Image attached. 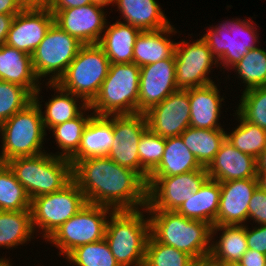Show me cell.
I'll list each match as a JSON object with an SVG mask.
<instances>
[{
	"label": "cell",
	"instance_id": "obj_1",
	"mask_svg": "<svg viewBox=\"0 0 266 266\" xmlns=\"http://www.w3.org/2000/svg\"><path fill=\"white\" fill-rule=\"evenodd\" d=\"M73 180L87 203L114 211L138 210L147 205V182L107 156L78 160L73 165Z\"/></svg>",
	"mask_w": 266,
	"mask_h": 266
},
{
	"label": "cell",
	"instance_id": "obj_2",
	"mask_svg": "<svg viewBox=\"0 0 266 266\" xmlns=\"http://www.w3.org/2000/svg\"><path fill=\"white\" fill-rule=\"evenodd\" d=\"M150 235L158 242L181 250L196 261L208 259L212 226L191 220L176 211H147Z\"/></svg>",
	"mask_w": 266,
	"mask_h": 266
},
{
	"label": "cell",
	"instance_id": "obj_3",
	"mask_svg": "<svg viewBox=\"0 0 266 266\" xmlns=\"http://www.w3.org/2000/svg\"><path fill=\"white\" fill-rule=\"evenodd\" d=\"M41 88L40 86L34 93L31 103L0 124V136L2 137L0 163H6L17 157L45 153L42 148L47 132L43 126L41 114L43 107L40 103L42 101H39Z\"/></svg>",
	"mask_w": 266,
	"mask_h": 266
},
{
	"label": "cell",
	"instance_id": "obj_4",
	"mask_svg": "<svg viewBox=\"0 0 266 266\" xmlns=\"http://www.w3.org/2000/svg\"><path fill=\"white\" fill-rule=\"evenodd\" d=\"M143 212L113 211L107 221L104 239L120 266H144L150 222Z\"/></svg>",
	"mask_w": 266,
	"mask_h": 266
},
{
	"label": "cell",
	"instance_id": "obj_5",
	"mask_svg": "<svg viewBox=\"0 0 266 266\" xmlns=\"http://www.w3.org/2000/svg\"><path fill=\"white\" fill-rule=\"evenodd\" d=\"M30 199L63 189L73 180V165L52 152L17 157L6 162Z\"/></svg>",
	"mask_w": 266,
	"mask_h": 266
},
{
	"label": "cell",
	"instance_id": "obj_6",
	"mask_svg": "<svg viewBox=\"0 0 266 266\" xmlns=\"http://www.w3.org/2000/svg\"><path fill=\"white\" fill-rule=\"evenodd\" d=\"M140 67L132 63H111L100 91L89 104L94 115L138 113Z\"/></svg>",
	"mask_w": 266,
	"mask_h": 266
},
{
	"label": "cell",
	"instance_id": "obj_7",
	"mask_svg": "<svg viewBox=\"0 0 266 266\" xmlns=\"http://www.w3.org/2000/svg\"><path fill=\"white\" fill-rule=\"evenodd\" d=\"M110 64L98 44L82 45L56 84L90 104L98 95L102 82L108 75Z\"/></svg>",
	"mask_w": 266,
	"mask_h": 266
},
{
	"label": "cell",
	"instance_id": "obj_8",
	"mask_svg": "<svg viewBox=\"0 0 266 266\" xmlns=\"http://www.w3.org/2000/svg\"><path fill=\"white\" fill-rule=\"evenodd\" d=\"M87 200L78 184L72 180L63 189L42 194L31 199V218L34 232L38 228L41 237L48 239L58 228L77 214Z\"/></svg>",
	"mask_w": 266,
	"mask_h": 266
},
{
	"label": "cell",
	"instance_id": "obj_9",
	"mask_svg": "<svg viewBox=\"0 0 266 266\" xmlns=\"http://www.w3.org/2000/svg\"><path fill=\"white\" fill-rule=\"evenodd\" d=\"M256 26L250 18L244 20L232 18L230 21H225L213 26L206 31L203 39L208 44L212 55L217 59L218 66H223V69H229L236 65L242 57L245 56L251 49L257 48L256 42L259 41ZM244 36V37H243ZM242 37V38H241Z\"/></svg>",
	"mask_w": 266,
	"mask_h": 266
},
{
	"label": "cell",
	"instance_id": "obj_10",
	"mask_svg": "<svg viewBox=\"0 0 266 266\" xmlns=\"http://www.w3.org/2000/svg\"><path fill=\"white\" fill-rule=\"evenodd\" d=\"M113 211L106 206L87 203L46 241L60 250L59 255L63 254L66 257L73 249L81 245L104 239L106 224Z\"/></svg>",
	"mask_w": 266,
	"mask_h": 266
},
{
	"label": "cell",
	"instance_id": "obj_11",
	"mask_svg": "<svg viewBox=\"0 0 266 266\" xmlns=\"http://www.w3.org/2000/svg\"><path fill=\"white\" fill-rule=\"evenodd\" d=\"M83 44L53 23L32 54V65L38 79L56 83L75 59ZM51 74V75H50Z\"/></svg>",
	"mask_w": 266,
	"mask_h": 266
},
{
	"label": "cell",
	"instance_id": "obj_12",
	"mask_svg": "<svg viewBox=\"0 0 266 266\" xmlns=\"http://www.w3.org/2000/svg\"><path fill=\"white\" fill-rule=\"evenodd\" d=\"M208 178L206 168L175 176L148 177L146 210L176 211Z\"/></svg>",
	"mask_w": 266,
	"mask_h": 266
},
{
	"label": "cell",
	"instance_id": "obj_13",
	"mask_svg": "<svg viewBox=\"0 0 266 266\" xmlns=\"http://www.w3.org/2000/svg\"><path fill=\"white\" fill-rule=\"evenodd\" d=\"M177 42L175 48L176 86L178 90H188L214 83L211 70L218 67L217 59L212 55L208 44L202 38L193 41Z\"/></svg>",
	"mask_w": 266,
	"mask_h": 266
},
{
	"label": "cell",
	"instance_id": "obj_14",
	"mask_svg": "<svg viewBox=\"0 0 266 266\" xmlns=\"http://www.w3.org/2000/svg\"><path fill=\"white\" fill-rule=\"evenodd\" d=\"M148 129L145 113L113 115V143L107 154L120 166L136 171L146 182L149 174L141 167L138 142Z\"/></svg>",
	"mask_w": 266,
	"mask_h": 266
},
{
	"label": "cell",
	"instance_id": "obj_15",
	"mask_svg": "<svg viewBox=\"0 0 266 266\" xmlns=\"http://www.w3.org/2000/svg\"><path fill=\"white\" fill-rule=\"evenodd\" d=\"M189 89L177 90L145 113L148 129L163 138L180 136L190 127Z\"/></svg>",
	"mask_w": 266,
	"mask_h": 266
},
{
	"label": "cell",
	"instance_id": "obj_16",
	"mask_svg": "<svg viewBox=\"0 0 266 266\" xmlns=\"http://www.w3.org/2000/svg\"><path fill=\"white\" fill-rule=\"evenodd\" d=\"M50 11L54 23L83 45L98 44L107 25L106 12L94 3Z\"/></svg>",
	"mask_w": 266,
	"mask_h": 266
},
{
	"label": "cell",
	"instance_id": "obj_17",
	"mask_svg": "<svg viewBox=\"0 0 266 266\" xmlns=\"http://www.w3.org/2000/svg\"><path fill=\"white\" fill-rule=\"evenodd\" d=\"M177 90L174 58L140 67L138 113H146Z\"/></svg>",
	"mask_w": 266,
	"mask_h": 266
},
{
	"label": "cell",
	"instance_id": "obj_18",
	"mask_svg": "<svg viewBox=\"0 0 266 266\" xmlns=\"http://www.w3.org/2000/svg\"><path fill=\"white\" fill-rule=\"evenodd\" d=\"M53 23L49 9L24 8L15 15L5 44L32 56Z\"/></svg>",
	"mask_w": 266,
	"mask_h": 266
},
{
	"label": "cell",
	"instance_id": "obj_19",
	"mask_svg": "<svg viewBox=\"0 0 266 266\" xmlns=\"http://www.w3.org/2000/svg\"><path fill=\"white\" fill-rule=\"evenodd\" d=\"M257 187L256 178L220 182V202L214 226L246 225L249 203Z\"/></svg>",
	"mask_w": 266,
	"mask_h": 266
},
{
	"label": "cell",
	"instance_id": "obj_20",
	"mask_svg": "<svg viewBox=\"0 0 266 266\" xmlns=\"http://www.w3.org/2000/svg\"><path fill=\"white\" fill-rule=\"evenodd\" d=\"M206 171L210 179L219 182L256 178V158L242 153L225 138Z\"/></svg>",
	"mask_w": 266,
	"mask_h": 266
},
{
	"label": "cell",
	"instance_id": "obj_21",
	"mask_svg": "<svg viewBox=\"0 0 266 266\" xmlns=\"http://www.w3.org/2000/svg\"><path fill=\"white\" fill-rule=\"evenodd\" d=\"M215 83L189 89L190 127L198 129H223L218 123L222 102Z\"/></svg>",
	"mask_w": 266,
	"mask_h": 266
},
{
	"label": "cell",
	"instance_id": "obj_22",
	"mask_svg": "<svg viewBox=\"0 0 266 266\" xmlns=\"http://www.w3.org/2000/svg\"><path fill=\"white\" fill-rule=\"evenodd\" d=\"M175 29L171 24L164 29L141 31L134 44L133 62L142 67L163 59L174 58L177 43L168 37L177 33Z\"/></svg>",
	"mask_w": 266,
	"mask_h": 266
},
{
	"label": "cell",
	"instance_id": "obj_23",
	"mask_svg": "<svg viewBox=\"0 0 266 266\" xmlns=\"http://www.w3.org/2000/svg\"><path fill=\"white\" fill-rule=\"evenodd\" d=\"M113 140V115H93L83 130L78 151L69 160L74 165L85 158L107 156Z\"/></svg>",
	"mask_w": 266,
	"mask_h": 266
},
{
	"label": "cell",
	"instance_id": "obj_24",
	"mask_svg": "<svg viewBox=\"0 0 266 266\" xmlns=\"http://www.w3.org/2000/svg\"><path fill=\"white\" fill-rule=\"evenodd\" d=\"M222 231L216 241L214 234ZM245 225H217L211 228L208 260L220 266L239 262L248 249Z\"/></svg>",
	"mask_w": 266,
	"mask_h": 266
},
{
	"label": "cell",
	"instance_id": "obj_25",
	"mask_svg": "<svg viewBox=\"0 0 266 266\" xmlns=\"http://www.w3.org/2000/svg\"><path fill=\"white\" fill-rule=\"evenodd\" d=\"M0 78L26 88L32 95L42 84L34 72L32 56L7 44L0 47Z\"/></svg>",
	"mask_w": 266,
	"mask_h": 266
},
{
	"label": "cell",
	"instance_id": "obj_26",
	"mask_svg": "<svg viewBox=\"0 0 266 266\" xmlns=\"http://www.w3.org/2000/svg\"><path fill=\"white\" fill-rule=\"evenodd\" d=\"M123 23L141 31H153L169 27L170 21L156 0H115Z\"/></svg>",
	"mask_w": 266,
	"mask_h": 266
},
{
	"label": "cell",
	"instance_id": "obj_27",
	"mask_svg": "<svg viewBox=\"0 0 266 266\" xmlns=\"http://www.w3.org/2000/svg\"><path fill=\"white\" fill-rule=\"evenodd\" d=\"M106 25L98 45L103 49L111 63H132L135 41L141 30L116 20Z\"/></svg>",
	"mask_w": 266,
	"mask_h": 266
},
{
	"label": "cell",
	"instance_id": "obj_28",
	"mask_svg": "<svg viewBox=\"0 0 266 266\" xmlns=\"http://www.w3.org/2000/svg\"><path fill=\"white\" fill-rule=\"evenodd\" d=\"M220 182L208 178L199 191L191 194L176 212L191 220H199L214 226L220 202Z\"/></svg>",
	"mask_w": 266,
	"mask_h": 266
},
{
	"label": "cell",
	"instance_id": "obj_29",
	"mask_svg": "<svg viewBox=\"0 0 266 266\" xmlns=\"http://www.w3.org/2000/svg\"><path fill=\"white\" fill-rule=\"evenodd\" d=\"M45 83L46 86L54 89V91H56L54 93L57 94H54L52 98L45 103V112L41 111L45 131L46 129L49 130L56 125L78 117L82 111L89 106L83 98L62 89L58 84L50 82ZM80 102L82 103L80 104Z\"/></svg>",
	"mask_w": 266,
	"mask_h": 266
},
{
	"label": "cell",
	"instance_id": "obj_30",
	"mask_svg": "<svg viewBox=\"0 0 266 266\" xmlns=\"http://www.w3.org/2000/svg\"><path fill=\"white\" fill-rule=\"evenodd\" d=\"M203 167L191 151L184 145L181 136L166 138L164 153L159 165L149 177L175 176Z\"/></svg>",
	"mask_w": 266,
	"mask_h": 266
},
{
	"label": "cell",
	"instance_id": "obj_31",
	"mask_svg": "<svg viewBox=\"0 0 266 266\" xmlns=\"http://www.w3.org/2000/svg\"><path fill=\"white\" fill-rule=\"evenodd\" d=\"M31 211H0V247L14 249L34 238Z\"/></svg>",
	"mask_w": 266,
	"mask_h": 266
},
{
	"label": "cell",
	"instance_id": "obj_32",
	"mask_svg": "<svg viewBox=\"0 0 266 266\" xmlns=\"http://www.w3.org/2000/svg\"><path fill=\"white\" fill-rule=\"evenodd\" d=\"M180 136L184 145L197 158L198 162L203 167H207L225 140L226 131L224 129L188 127Z\"/></svg>",
	"mask_w": 266,
	"mask_h": 266
},
{
	"label": "cell",
	"instance_id": "obj_33",
	"mask_svg": "<svg viewBox=\"0 0 266 266\" xmlns=\"http://www.w3.org/2000/svg\"><path fill=\"white\" fill-rule=\"evenodd\" d=\"M90 110L91 108L88 106L78 117L56 125L49 130L50 132L52 131L55 142L62 151L54 153L55 156L70 159L78 151L83 130L90 118L94 115L92 112L90 115L85 114L86 111Z\"/></svg>",
	"mask_w": 266,
	"mask_h": 266
},
{
	"label": "cell",
	"instance_id": "obj_34",
	"mask_svg": "<svg viewBox=\"0 0 266 266\" xmlns=\"http://www.w3.org/2000/svg\"><path fill=\"white\" fill-rule=\"evenodd\" d=\"M239 121L235 130L226 132V139L239 151L257 158L266 148V130L246 121L237 111Z\"/></svg>",
	"mask_w": 266,
	"mask_h": 266
},
{
	"label": "cell",
	"instance_id": "obj_35",
	"mask_svg": "<svg viewBox=\"0 0 266 266\" xmlns=\"http://www.w3.org/2000/svg\"><path fill=\"white\" fill-rule=\"evenodd\" d=\"M31 199L6 163H0V211L30 210Z\"/></svg>",
	"mask_w": 266,
	"mask_h": 266
},
{
	"label": "cell",
	"instance_id": "obj_36",
	"mask_svg": "<svg viewBox=\"0 0 266 266\" xmlns=\"http://www.w3.org/2000/svg\"><path fill=\"white\" fill-rule=\"evenodd\" d=\"M237 73L243 91L266 86V50L259 48L249 50L242 59L232 68Z\"/></svg>",
	"mask_w": 266,
	"mask_h": 266
},
{
	"label": "cell",
	"instance_id": "obj_37",
	"mask_svg": "<svg viewBox=\"0 0 266 266\" xmlns=\"http://www.w3.org/2000/svg\"><path fill=\"white\" fill-rule=\"evenodd\" d=\"M196 262L189 254L162 244L149 235L144 266H194Z\"/></svg>",
	"mask_w": 266,
	"mask_h": 266
},
{
	"label": "cell",
	"instance_id": "obj_38",
	"mask_svg": "<svg viewBox=\"0 0 266 266\" xmlns=\"http://www.w3.org/2000/svg\"><path fill=\"white\" fill-rule=\"evenodd\" d=\"M64 258L76 266H120L105 239L81 245Z\"/></svg>",
	"mask_w": 266,
	"mask_h": 266
},
{
	"label": "cell",
	"instance_id": "obj_39",
	"mask_svg": "<svg viewBox=\"0 0 266 266\" xmlns=\"http://www.w3.org/2000/svg\"><path fill=\"white\" fill-rule=\"evenodd\" d=\"M241 94L236 111L249 123L266 130V86L252 88Z\"/></svg>",
	"mask_w": 266,
	"mask_h": 266
},
{
	"label": "cell",
	"instance_id": "obj_40",
	"mask_svg": "<svg viewBox=\"0 0 266 266\" xmlns=\"http://www.w3.org/2000/svg\"><path fill=\"white\" fill-rule=\"evenodd\" d=\"M33 101V95L24 87L0 81V124Z\"/></svg>",
	"mask_w": 266,
	"mask_h": 266
},
{
	"label": "cell",
	"instance_id": "obj_41",
	"mask_svg": "<svg viewBox=\"0 0 266 266\" xmlns=\"http://www.w3.org/2000/svg\"><path fill=\"white\" fill-rule=\"evenodd\" d=\"M166 145V138L147 129L138 142L141 167L150 174L160 163Z\"/></svg>",
	"mask_w": 266,
	"mask_h": 266
},
{
	"label": "cell",
	"instance_id": "obj_42",
	"mask_svg": "<svg viewBox=\"0 0 266 266\" xmlns=\"http://www.w3.org/2000/svg\"><path fill=\"white\" fill-rule=\"evenodd\" d=\"M258 225H266V191L257 187L248 207V220Z\"/></svg>",
	"mask_w": 266,
	"mask_h": 266
},
{
	"label": "cell",
	"instance_id": "obj_43",
	"mask_svg": "<svg viewBox=\"0 0 266 266\" xmlns=\"http://www.w3.org/2000/svg\"><path fill=\"white\" fill-rule=\"evenodd\" d=\"M245 225V235L248 249H252L266 255V225H255L254 229Z\"/></svg>",
	"mask_w": 266,
	"mask_h": 266
},
{
	"label": "cell",
	"instance_id": "obj_44",
	"mask_svg": "<svg viewBox=\"0 0 266 266\" xmlns=\"http://www.w3.org/2000/svg\"><path fill=\"white\" fill-rule=\"evenodd\" d=\"M239 263L243 266H266V255L252 249H247Z\"/></svg>",
	"mask_w": 266,
	"mask_h": 266
},
{
	"label": "cell",
	"instance_id": "obj_45",
	"mask_svg": "<svg viewBox=\"0 0 266 266\" xmlns=\"http://www.w3.org/2000/svg\"><path fill=\"white\" fill-rule=\"evenodd\" d=\"M92 3H94V0H53L49 10H62Z\"/></svg>",
	"mask_w": 266,
	"mask_h": 266
},
{
	"label": "cell",
	"instance_id": "obj_46",
	"mask_svg": "<svg viewBox=\"0 0 266 266\" xmlns=\"http://www.w3.org/2000/svg\"><path fill=\"white\" fill-rule=\"evenodd\" d=\"M23 9L20 0H0V15H16Z\"/></svg>",
	"mask_w": 266,
	"mask_h": 266
},
{
	"label": "cell",
	"instance_id": "obj_47",
	"mask_svg": "<svg viewBox=\"0 0 266 266\" xmlns=\"http://www.w3.org/2000/svg\"><path fill=\"white\" fill-rule=\"evenodd\" d=\"M15 15L1 14L0 15V47L5 44L7 34L11 28Z\"/></svg>",
	"mask_w": 266,
	"mask_h": 266
},
{
	"label": "cell",
	"instance_id": "obj_48",
	"mask_svg": "<svg viewBox=\"0 0 266 266\" xmlns=\"http://www.w3.org/2000/svg\"><path fill=\"white\" fill-rule=\"evenodd\" d=\"M24 8L49 9L53 0H20Z\"/></svg>",
	"mask_w": 266,
	"mask_h": 266
},
{
	"label": "cell",
	"instance_id": "obj_49",
	"mask_svg": "<svg viewBox=\"0 0 266 266\" xmlns=\"http://www.w3.org/2000/svg\"><path fill=\"white\" fill-rule=\"evenodd\" d=\"M257 171H266V148L256 158Z\"/></svg>",
	"mask_w": 266,
	"mask_h": 266
},
{
	"label": "cell",
	"instance_id": "obj_50",
	"mask_svg": "<svg viewBox=\"0 0 266 266\" xmlns=\"http://www.w3.org/2000/svg\"><path fill=\"white\" fill-rule=\"evenodd\" d=\"M256 179L258 187L266 191V171H257Z\"/></svg>",
	"mask_w": 266,
	"mask_h": 266
},
{
	"label": "cell",
	"instance_id": "obj_51",
	"mask_svg": "<svg viewBox=\"0 0 266 266\" xmlns=\"http://www.w3.org/2000/svg\"><path fill=\"white\" fill-rule=\"evenodd\" d=\"M115 0H94V4L97 7H100L102 9H104V7H107L109 5H113L114 6Z\"/></svg>",
	"mask_w": 266,
	"mask_h": 266
},
{
	"label": "cell",
	"instance_id": "obj_52",
	"mask_svg": "<svg viewBox=\"0 0 266 266\" xmlns=\"http://www.w3.org/2000/svg\"><path fill=\"white\" fill-rule=\"evenodd\" d=\"M194 266H220L218 264H215L211 261H209L208 259L207 260H204V261H197Z\"/></svg>",
	"mask_w": 266,
	"mask_h": 266
},
{
	"label": "cell",
	"instance_id": "obj_53",
	"mask_svg": "<svg viewBox=\"0 0 266 266\" xmlns=\"http://www.w3.org/2000/svg\"><path fill=\"white\" fill-rule=\"evenodd\" d=\"M0 266H12L10 260H8L7 258H0Z\"/></svg>",
	"mask_w": 266,
	"mask_h": 266
},
{
	"label": "cell",
	"instance_id": "obj_54",
	"mask_svg": "<svg viewBox=\"0 0 266 266\" xmlns=\"http://www.w3.org/2000/svg\"><path fill=\"white\" fill-rule=\"evenodd\" d=\"M222 266H243V265L240 264L239 262H233V263H229V264L222 265Z\"/></svg>",
	"mask_w": 266,
	"mask_h": 266
}]
</instances>
